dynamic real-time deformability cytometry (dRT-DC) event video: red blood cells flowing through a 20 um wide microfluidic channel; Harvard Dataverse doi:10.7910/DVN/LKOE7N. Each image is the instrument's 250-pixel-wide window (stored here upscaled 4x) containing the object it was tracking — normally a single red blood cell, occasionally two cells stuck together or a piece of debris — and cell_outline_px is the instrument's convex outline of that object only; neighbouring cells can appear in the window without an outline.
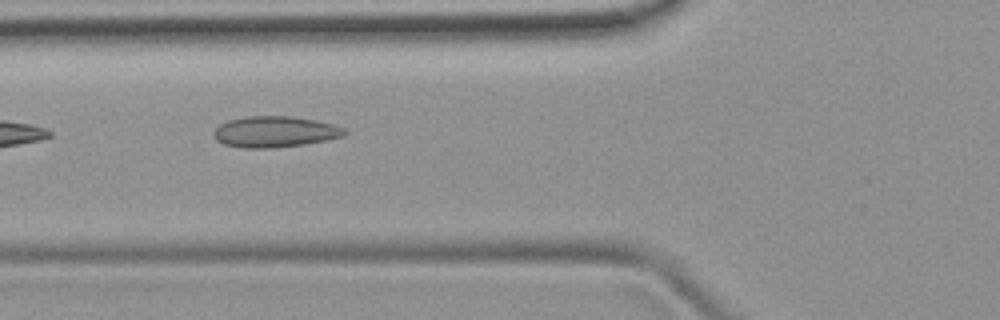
{"species": "common noctule bat (a hibernating species)", "species_latin": "Nyctalus noctula", "temperature_condition": "room temperature", "stored_images_in_passage": 5, "camera_frame_rate_fps": 3000, "um_per_image_px": 0.085, "animal": {"sex": "female", "body_mass_g": 19.9}, "frame": {"image": 1, "passage_image": 2, "time_ms": 1.333, "image_size_px": [1000, 320], "cell_outline_px": [[348, 132], [344, 136], [304, 144], [268, 148], [244, 148], [224, 144], [216, 140], [216, 128], [220, 124], [228, 120], [244, 116], [292, 116], [316, 120], [332, 124], [344, 128]], "centroid_in_image_um": [23.38, 11.19], "position_along_channel_um": 102.4, "area_um2": 23.47}}
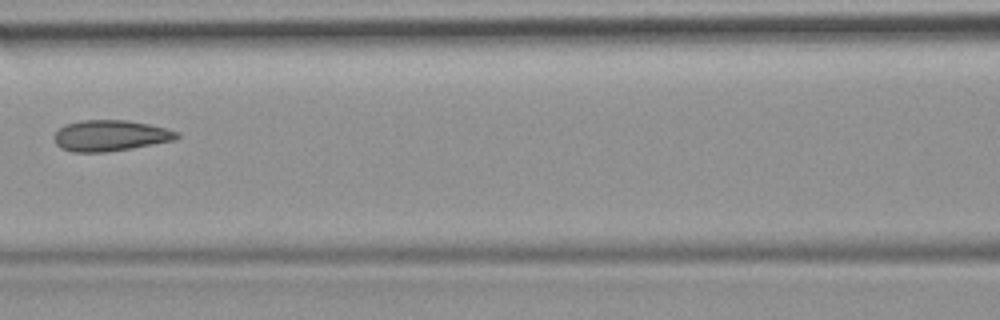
{"frame": {"image": 2, "passage_image": 3, "time_ms": 2.667, "image_size_px": [1000, 320], "cell_outline_px": [[180, 136], [176, 140], [132, 148], [108, 152], [72, 152], [60, 148], [56, 144], [52, 136], [64, 124], [80, 120], [128, 120], [168, 128], [180, 132]], "centroid_in_image_um": [9.38, 11.53], "position_along_channel_um": 157.2, "area_um2": 22.48}}
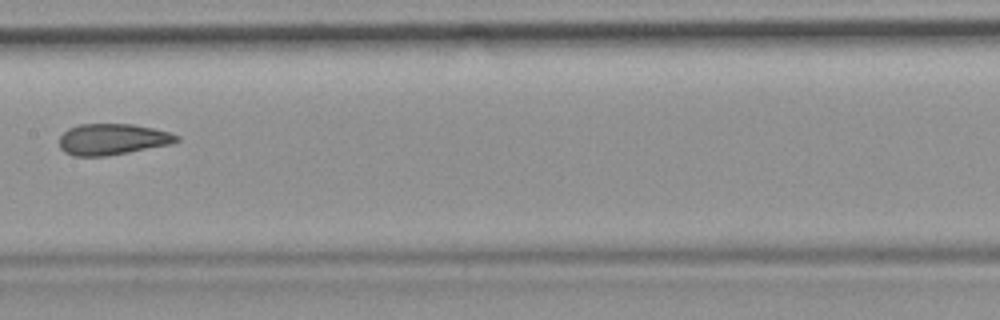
{"frame": {"image": 3, "passage_image": 4, "time_ms": 3.667, "image_size_px": [1000, 320], "cell_outline_px": [[180, 140], [172, 144], [108, 156], [72, 156], [64, 152], [60, 148], [60, 136], [68, 128], [80, 124], [132, 124], [152, 128], [168, 132], [180, 136]], "centroid_in_image_um": [9.55, 11.84], "position_along_channel_um": 197.8, "area_um2": 21.39}}